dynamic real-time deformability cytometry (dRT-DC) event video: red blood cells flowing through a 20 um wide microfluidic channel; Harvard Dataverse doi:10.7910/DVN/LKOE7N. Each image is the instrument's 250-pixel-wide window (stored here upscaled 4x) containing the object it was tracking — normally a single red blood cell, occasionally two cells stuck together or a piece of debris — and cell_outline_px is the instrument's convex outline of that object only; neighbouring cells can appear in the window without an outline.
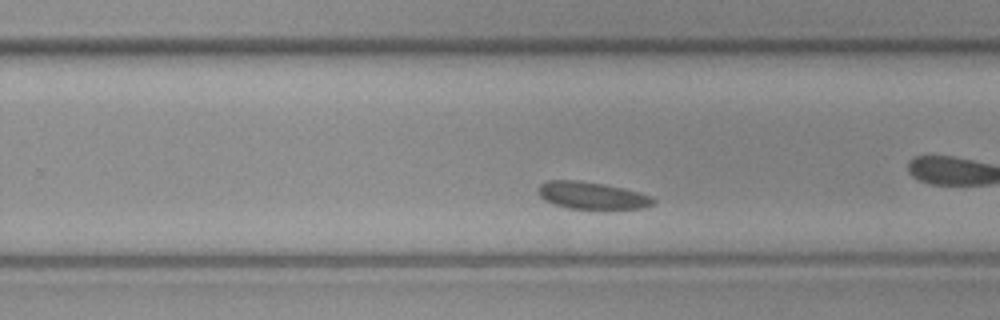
{"species": "common noctule bat (a hibernating species)", "species_latin": "Nyctalus noctula", "temperature_condition": "cold", "stored_images_in_passage": 26, "camera_frame_rate_fps": 3000, "um_per_image_px": 0.085, "animal": {"sex": "female", "body_mass_g": 19.3, "forearm_length_mm": 54.1}, "frame": {"image": 1, "passage_image": 15, "time_ms": 4.667, "image_size_px": [1000, 320], "cell_outline_px": [[656, 204], [644, 208], [604, 212], [568, 208], [552, 204], [544, 200], [540, 196], [536, 188], [540, 184], [548, 180], [580, 180], [604, 184], [640, 192], [652, 196], [656, 200]], "centroid_in_image_um": [50.37, 16.67], "position_along_channel_um": 279.4, "area_um2": 19.42}}